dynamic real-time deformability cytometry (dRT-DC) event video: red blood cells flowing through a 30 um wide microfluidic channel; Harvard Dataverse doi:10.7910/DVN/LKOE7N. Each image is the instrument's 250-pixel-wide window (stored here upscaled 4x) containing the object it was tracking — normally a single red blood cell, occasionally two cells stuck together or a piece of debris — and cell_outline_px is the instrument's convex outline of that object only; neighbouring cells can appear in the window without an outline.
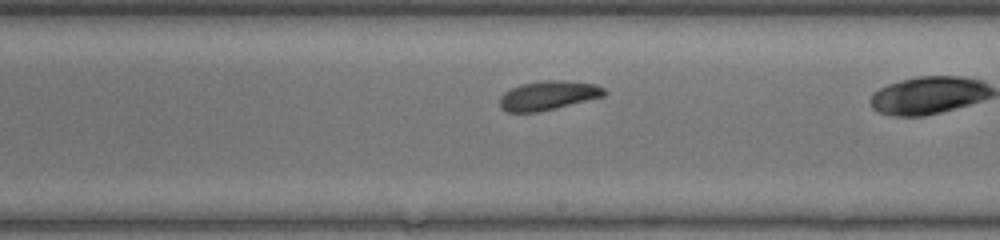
{"species": "common noctule bat (a hibernating species)", "species_latin": "Nyctalus noctula", "temperature_condition": "warm", "stored_images_in_passage": 25, "camera_frame_rate_fps": 3000, "um_per_image_px": 0.085, "animal": {"sex": "female", "body_mass_g": 17.0, "forearm_length_mm": 48.0}, "frame": {"image": 1, "passage_image": 15, "time_ms": 4.667, "image_size_px": [1000, 240], "cell_outline_px": [[608, 92], [604, 96], [540, 112], [508, 112], [500, 108], [500, 96], [504, 92], [520, 84], [544, 80], [564, 80], [596, 84], [604, 88]], "centroid_in_image_um": [46.6, 8.11], "position_along_channel_um": 242.4, "area_um2": 17.86}}